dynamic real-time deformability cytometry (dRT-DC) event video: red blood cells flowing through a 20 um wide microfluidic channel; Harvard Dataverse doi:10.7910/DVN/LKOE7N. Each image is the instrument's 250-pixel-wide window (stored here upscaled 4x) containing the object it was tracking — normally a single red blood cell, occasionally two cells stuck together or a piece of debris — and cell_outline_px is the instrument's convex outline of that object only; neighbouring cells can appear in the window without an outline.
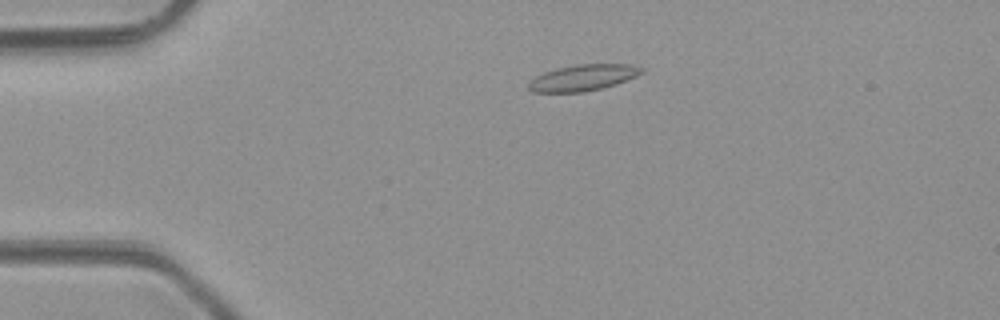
{"species": "common noctule bat (a hibernating species)", "species_latin": "Nyctalus noctula", "temperature_condition": "room temperature", "stored_images_in_passage": 4, "camera_frame_rate_fps": 3000, "um_per_image_px": 0.085, "animal": {"sex": "male", "body_mass_g": 23.1, "forearm_length_mm": 52.7}, "frame": {"image": 1, "passage_image": 3, "time_ms": 2.333, "image_size_px": [1000, 320], "cell_outline_px": [[644, 72], [636, 76], [616, 84], [600, 88], [580, 92], [532, 92], [528, 88], [528, 80], [544, 72], [556, 68], [576, 64], [632, 64], [644, 68]], "centroid_in_image_um": [49.54, 6.59], "position_along_channel_um": 35.5, "area_um2": 17.28}}